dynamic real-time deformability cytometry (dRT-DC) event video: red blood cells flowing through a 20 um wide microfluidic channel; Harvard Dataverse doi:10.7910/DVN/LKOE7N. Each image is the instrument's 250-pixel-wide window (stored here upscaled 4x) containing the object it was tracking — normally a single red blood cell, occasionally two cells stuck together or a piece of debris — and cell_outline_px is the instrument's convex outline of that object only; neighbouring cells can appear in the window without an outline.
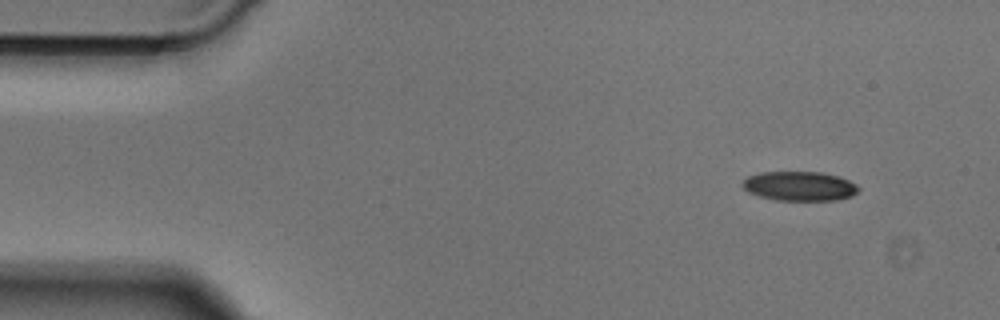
{"species": "Egyptian fruit bat (a non-hibernating species)", "species_latin": "Rousettus aegyptiacus", "temperature_condition": "cold", "stored_images_in_passage": 45, "camera_frame_rate_fps": 3000, "um_per_image_px": 0.085, "animal": {"sex": "male"}, "frame": {"image": 1, "passage_image": 1, "time_ms": 0.0, "image_size_px": [1000, 320], "cell_outline_px": [[860, 188], [852, 196], [836, 200], [776, 200], [760, 196], [748, 192], [740, 184], [748, 176], [760, 172], [820, 172], [840, 176], [856, 184]], "centroid_in_image_um": [67.96, 15.81], "position_along_channel_um": 17.0, "area_um2": 19.88}}
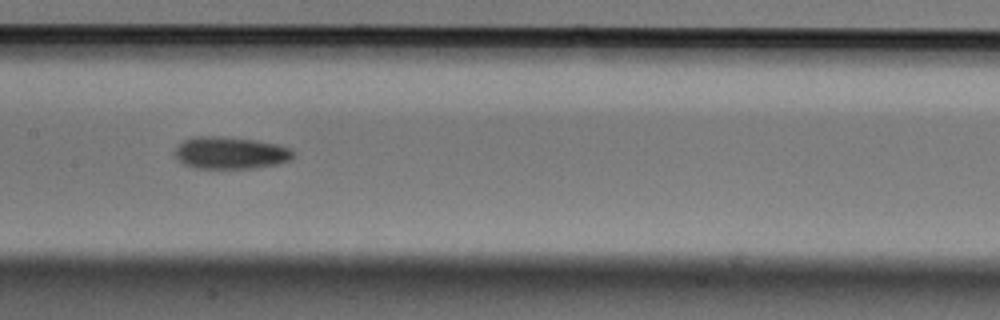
{"frame": {"image": 2, "passage_image": 20, "time_ms": 6.333, "image_size_px": [1000, 320], "cell_outline_px": [[296, 156], [292, 160], [280, 164], [256, 168], [192, 168], [184, 164], [172, 156], [172, 152], [184, 140], [204, 136], [212, 136], [252, 140], [276, 144], [288, 148], [296, 152]], "centroid_in_image_um": [19.6, 13.02], "position_along_channel_um": 187.8, "area_um2": 22.25}}
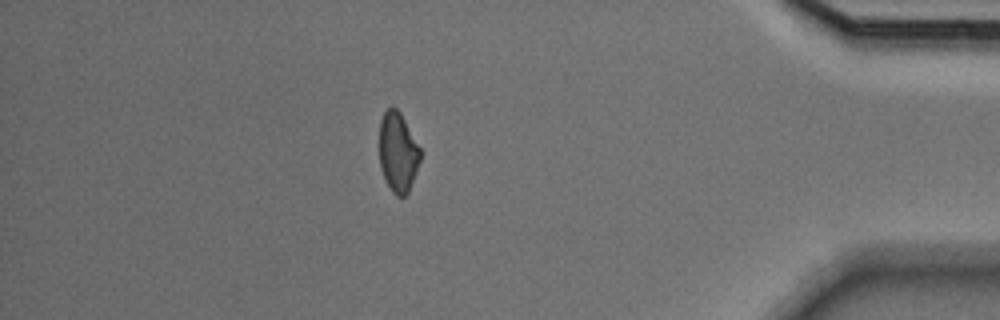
{"frame": {"image": 3, "passage_image": 39, "time_ms": 12.667, "image_size_px": [1000, 320], "cell_outline_px": [[420, 160], [408, 192], [404, 196], [396, 196], [392, 192], [384, 180], [380, 168], [380, 120], [384, 112], [388, 108], [396, 108], [400, 112], [420, 148]], "centroid_in_image_um": [33.8, 12.96], "position_along_channel_um": 401.4, "area_um2": 18.84}}